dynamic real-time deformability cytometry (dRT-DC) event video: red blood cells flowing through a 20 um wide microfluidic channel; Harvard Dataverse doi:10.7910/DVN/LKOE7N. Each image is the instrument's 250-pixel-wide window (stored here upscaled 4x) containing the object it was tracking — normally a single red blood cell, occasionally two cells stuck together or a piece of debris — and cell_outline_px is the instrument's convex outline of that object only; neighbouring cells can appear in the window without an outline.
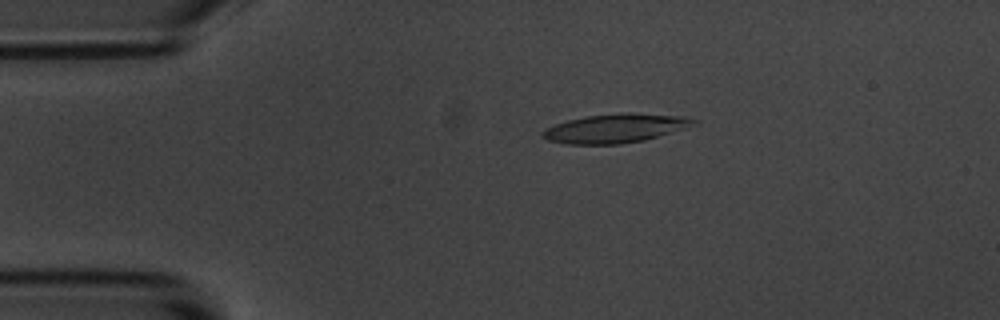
{"species": "common noctule bat (a hibernating species)", "species_latin": "Nyctalus noctula", "temperature_condition": "room temperature", "stored_images_in_passage": 54, "camera_frame_rate_fps": 3000, "um_per_image_px": 0.085, "animal": {"sex": "male", "body_mass_g": 20.1, "forearm_length_mm": 53.5}, "frame": {"image": 1, "passage_image": 10, "time_ms": 3.0, "image_size_px": [1000, 320], "cell_outline_px": [[700, 120], [696, 124], [684, 128], [644, 140], [620, 144], [564, 144], [548, 140], [540, 136], [540, 132], [556, 124], [568, 120], [588, 116], [684, 116]], "centroid_in_image_um": [52.22, 10.97], "position_along_channel_um": 32.8, "area_um2": 23.93}}
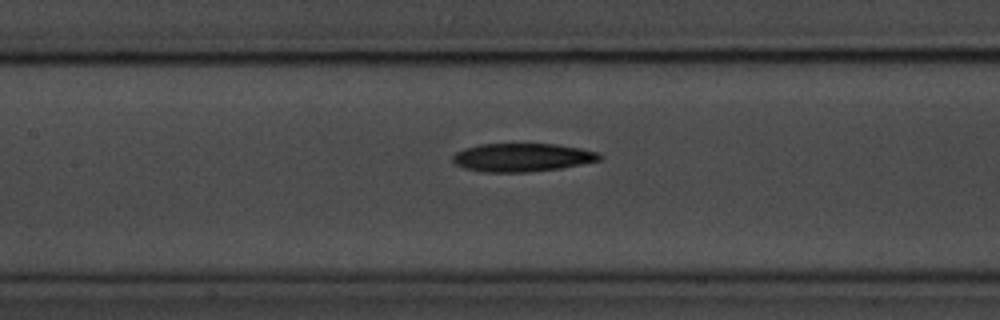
{"frame": {"image": 2, "passage_image": 24, "time_ms": 7.667, "image_size_px": [1000, 320], "cell_outline_px": [[604, 156], [600, 160], [560, 168], [528, 172], [484, 172], [464, 168], [456, 164], [452, 160], [452, 156], [456, 152], [464, 148], [480, 144], [556, 144], [580, 148], [600, 152]], "centroid_in_image_um": [44.39, 13.38], "position_along_channel_um": 163.0, "area_um2": 24.28}}
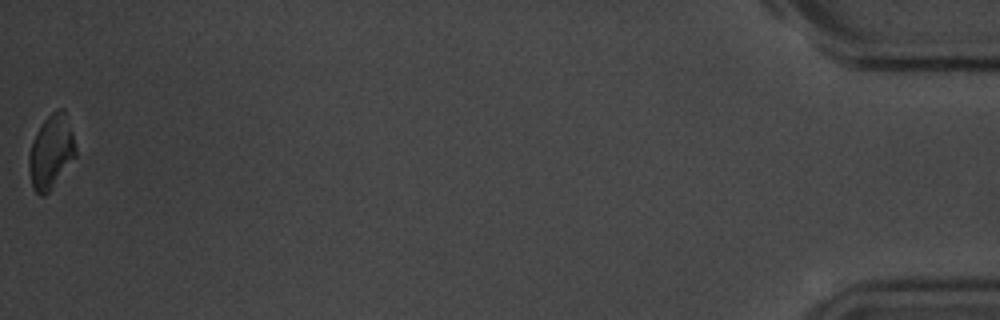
{"frame": {"image": 3, "passage_image": 54, "time_ms": 17.667, "image_size_px": [1000, 320], "cell_outline_px": [[76, 156], [52, 188], [44, 196], [40, 196], [32, 188], [28, 168], [28, 156], [32, 140], [44, 120], [56, 108], [64, 108], [72, 132], [76, 148]], "centroid_in_image_um": [4.33, 12.91], "position_along_channel_um": 430.9, "area_um2": 20.17}, "authors_computed_cell_mechanics": {"area_um2": 24.1893, "velocity_mm_per_s": 3.6538, "shape_relaxation_time_tau1_ms": 4.7918, "shape_relaxation_time_tau2_ms": null, "deformation_change_tau1": 0.1158, "deformation_change_tau2": null}}